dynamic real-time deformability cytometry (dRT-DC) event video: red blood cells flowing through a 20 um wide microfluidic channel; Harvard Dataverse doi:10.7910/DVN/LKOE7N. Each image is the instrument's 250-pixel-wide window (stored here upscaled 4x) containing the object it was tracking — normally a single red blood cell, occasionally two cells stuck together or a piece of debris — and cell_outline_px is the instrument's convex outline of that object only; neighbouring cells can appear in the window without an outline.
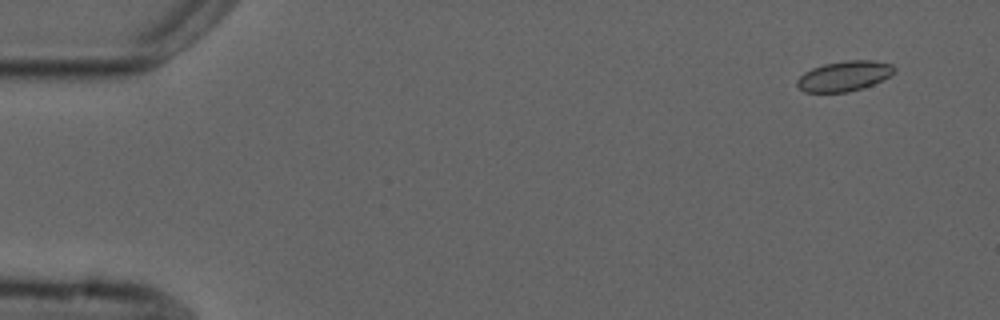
{"species": "common noctule bat (a hibernating species)", "species_latin": "Nyctalus noctula", "temperature_condition": "cold", "stored_images_in_passage": 5, "camera_frame_rate_fps": 3000, "um_per_image_px": 0.085, "animal": {"sex": "male", "forearm_length_mm": 52.5}, "frame": {"image": 1, "passage_image": 2, "time_ms": 1.0, "image_size_px": [1000, 320], "cell_outline_px": [[896, 72], [872, 84], [848, 92], [804, 92], [796, 84], [796, 80], [804, 72], [812, 68], [824, 64], [848, 60], [872, 60], [892, 64], [896, 68]], "centroid_in_image_um": [71.74, 6.45], "position_along_channel_um": 13.3, "area_um2": 16.94}}